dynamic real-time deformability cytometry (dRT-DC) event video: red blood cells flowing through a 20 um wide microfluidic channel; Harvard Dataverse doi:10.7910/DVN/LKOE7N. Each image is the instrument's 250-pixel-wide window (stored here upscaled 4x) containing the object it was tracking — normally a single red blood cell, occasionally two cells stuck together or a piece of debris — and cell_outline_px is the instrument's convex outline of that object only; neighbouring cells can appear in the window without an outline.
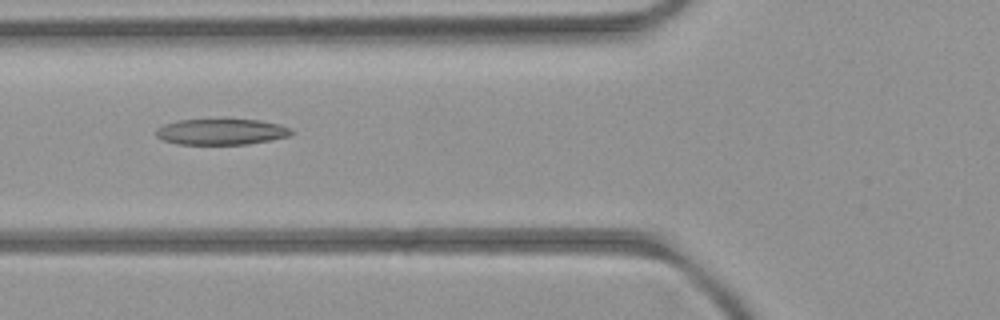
{"species": "common noctule bat (a hibernating species)", "species_latin": "Nyctalus noctula", "temperature_condition": "room temperature", "stored_images_in_passage": 2, "camera_frame_rate_fps": 3000, "um_per_image_px": 0.085, "animal": {"sex": "female", "body_mass_g": 21.9}, "frame": {"image": 1, "passage_image": 2, "time_ms": 1.0, "image_size_px": [1000, 320], "cell_outline_px": [[292, 132], [288, 136], [272, 140], [248, 144], [176, 144], [164, 140], [156, 136], [156, 128], [164, 124], [180, 120], [260, 120], [280, 124], [292, 128]], "centroid_in_image_um": [18.82, 11.21], "position_along_channel_um": 107.0, "area_um2": 20.35}}